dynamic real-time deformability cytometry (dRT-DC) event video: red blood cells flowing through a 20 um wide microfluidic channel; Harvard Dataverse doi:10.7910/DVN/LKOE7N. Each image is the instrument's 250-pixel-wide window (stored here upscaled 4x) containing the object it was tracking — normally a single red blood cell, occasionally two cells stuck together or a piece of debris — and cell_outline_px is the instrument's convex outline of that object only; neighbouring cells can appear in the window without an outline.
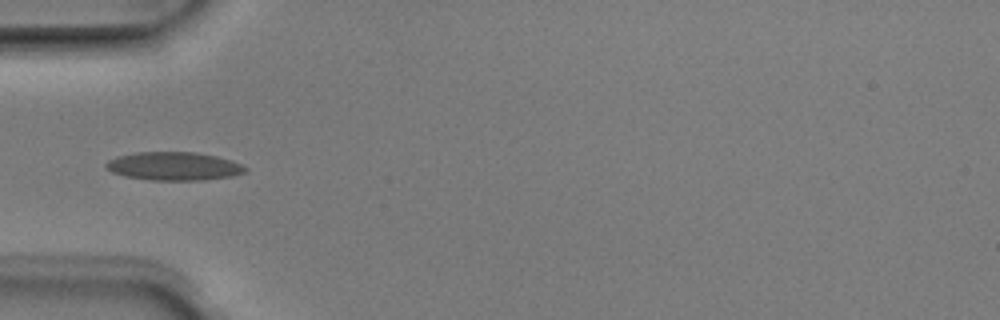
{"species": "Egyptian fruit bat (a non-hibernating species)", "species_latin": "Rousettus aegyptiacus", "temperature_condition": "room temperature", "stored_images_in_passage": 6, "camera_frame_rate_fps": 3000, "um_per_image_px": 0.085, "animal": {"sex": "male"}, "frame": {"image": 1, "passage_image": 5, "time_ms": 1.333, "image_size_px": [1000, 320], "cell_outline_px": [[248, 168], [244, 172], [232, 176], [204, 180], [152, 180], [124, 176], [112, 172], [104, 168], [104, 164], [108, 160], [116, 156], [136, 152], [196, 152], [216, 156], [232, 160]], "centroid_in_image_um": [14.74, 14.12], "position_along_channel_um": 70.3, "area_um2": 23.12}}
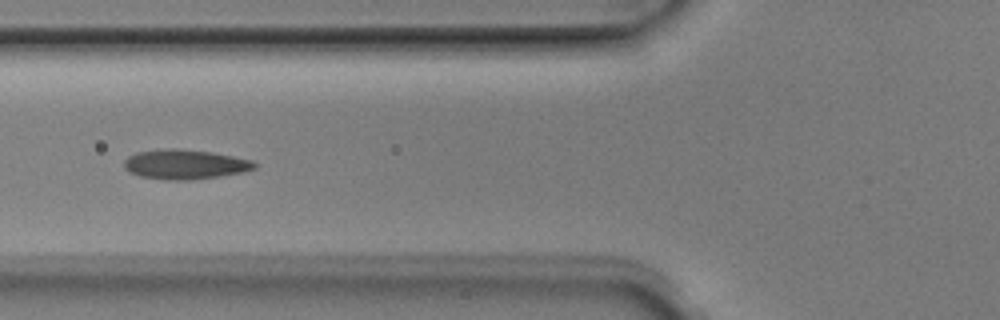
{"frame": {"image": 2, "passage_image": 6, "time_ms": 1.667, "image_size_px": [1000, 320], "cell_outline_px": [[256, 168], [244, 172], [220, 176], [188, 180], [164, 180], [140, 176], [128, 172], [124, 168], [124, 160], [128, 156], [136, 152], [156, 148], [176, 148], [212, 152], [252, 160], [256, 164]], "centroid_in_image_um": [15.68, 13.96], "position_along_channel_um": 110.1, "area_um2": 22.83}}